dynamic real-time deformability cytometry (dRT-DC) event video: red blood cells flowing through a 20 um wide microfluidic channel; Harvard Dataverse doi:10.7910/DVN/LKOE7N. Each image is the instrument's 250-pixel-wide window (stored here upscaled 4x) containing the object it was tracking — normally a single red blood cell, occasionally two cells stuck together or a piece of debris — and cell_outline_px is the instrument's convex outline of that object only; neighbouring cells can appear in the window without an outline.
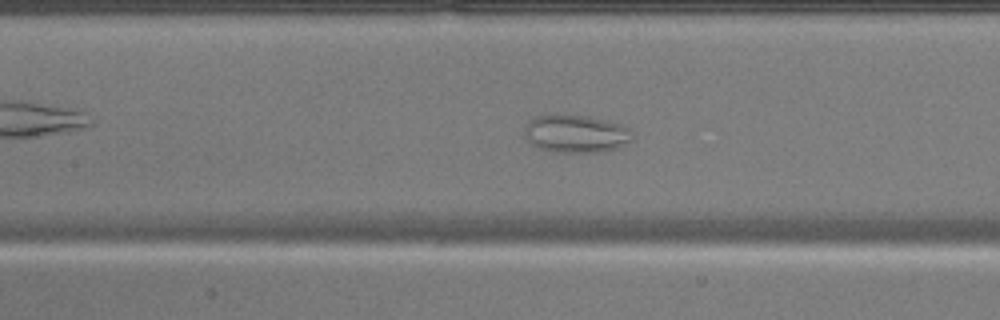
{"species": "common noctule bat (a hibernating species)", "species_latin": "Nyctalus noctula", "temperature_condition": "warm", "stored_images_in_passage": 44, "camera_frame_rate_fps": 3000, "um_per_image_px": 0.085, "animal": {"sex": "male", "body_mass_g": 17.9}, "frame": {"image": 1, "passage_image": 16, "time_ms": 5.0, "image_size_px": [1000, 320], "cell_outline_px": [[636, 136], [632, 140], [616, 148], [596, 152], [556, 152], [540, 148], [532, 144], [524, 136], [524, 128], [528, 120], [536, 116], [556, 112], [588, 116], [608, 120], [632, 128]], "centroid_in_image_um": [48.96, 11.32], "position_along_channel_um": 158.4, "area_um2": 24.51}}
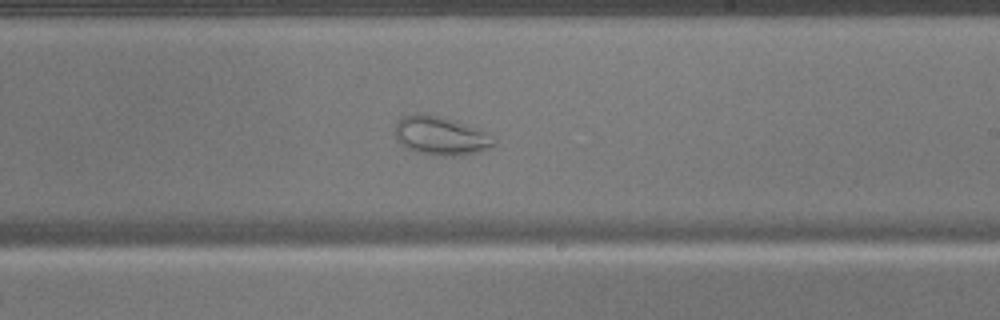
{"frame": {"image": 2, "passage_image": 23, "time_ms": 7.333, "image_size_px": [1000, 320], "cell_outline_px": [[496, 144], [480, 152], [460, 156], [436, 156], [416, 152], [404, 148], [396, 140], [396, 120], [404, 116], [416, 112], [424, 112], [456, 120], [488, 132], [496, 140]], "centroid_in_image_um": [37.46, 11.54], "position_along_channel_um": 251.5, "area_um2": 23.0}}
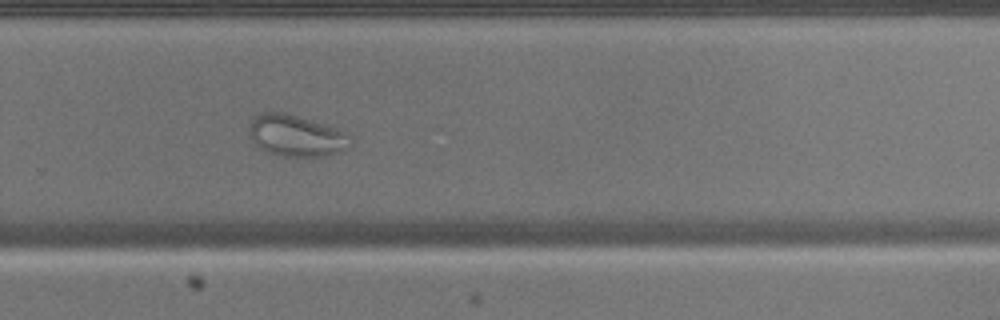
{"frame": {"image": 3, "passage_image": 27, "time_ms": 8.667, "image_size_px": [1000, 320], "cell_outline_px": [[352, 144], [348, 148], [324, 156], [280, 156], [268, 152], [260, 148], [252, 140], [248, 132], [248, 128], [252, 120], [256, 116], [264, 112], [284, 112], [324, 124], [348, 132], [352, 136]], "centroid_in_image_um": [25.2, 11.53], "position_along_channel_um": 304.6, "area_um2": 24.51}}